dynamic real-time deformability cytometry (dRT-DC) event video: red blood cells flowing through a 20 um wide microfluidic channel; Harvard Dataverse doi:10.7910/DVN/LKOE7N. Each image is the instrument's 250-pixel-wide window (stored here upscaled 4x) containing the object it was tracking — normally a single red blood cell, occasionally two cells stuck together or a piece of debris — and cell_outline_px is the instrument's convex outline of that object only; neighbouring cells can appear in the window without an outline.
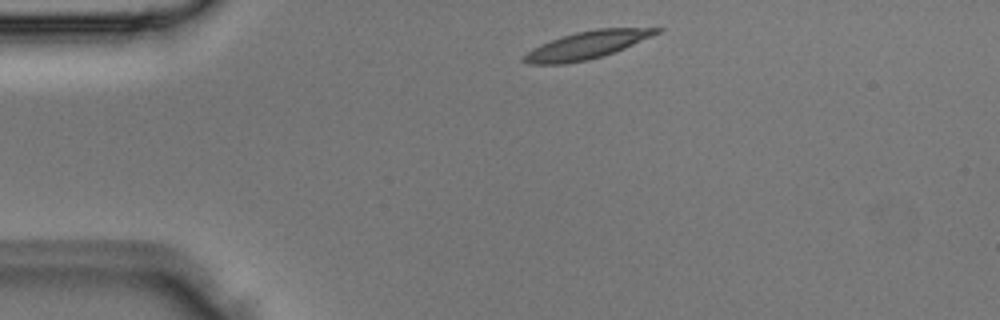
{"species": "Egyptian fruit bat (a non-hibernating species)", "species_latin": "Rousettus aegyptiacus", "temperature_condition": "room temperature", "stored_images_in_passage": 3, "segment_of_instrument_passage": [1, 2], "camera_frame_rate_fps": 3000, "um_per_image_px": 0.085, "animal": {"sex": "male"}, "frame": {"image": 1, "passage_image": 1, "time_ms": 0.0, "image_size_px": [1000, 320], "cell_outline_px": [[664, 28], [660, 32], [652, 36], [624, 48], [604, 56], [588, 60], [564, 64], [528, 64], [520, 60], [528, 52], [540, 44], [576, 32], [596, 28]], "centroid_in_image_um": [49.88, 3.84], "position_along_channel_um": 35.1, "area_um2": 21.15}}